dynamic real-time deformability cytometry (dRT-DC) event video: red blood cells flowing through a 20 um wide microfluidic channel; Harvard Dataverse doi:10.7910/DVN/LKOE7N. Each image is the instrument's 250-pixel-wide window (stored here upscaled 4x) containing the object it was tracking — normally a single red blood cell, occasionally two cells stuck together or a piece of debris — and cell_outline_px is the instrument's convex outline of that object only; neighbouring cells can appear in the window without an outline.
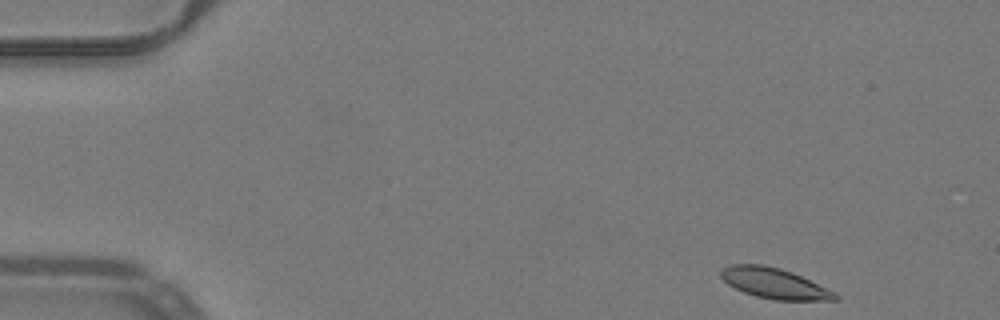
{"species": "common noctule bat (a hibernating species)", "species_latin": "Nyctalus noctula", "temperature_condition": "warm", "stored_images_in_passage": 43, "camera_frame_rate_fps": 3000, "um_per_image_px": 0.085, "animal": {"sex": "male", "body_mass_g": 19.2, "forearm_length_mm": 51.8}, "frame": {"image": 1, "passage_image": 1, "time_ms": 0.0, "image_size_px": [1000, 320], "cell_outline_px": [[840, 300], [776, 300], [756, 296], [744, 292], [728, 284], [720, 276], [720, 272], [724, 268], [732, 264], [764, 264], [780, 268], [792, 272], [836, 292], [840, 296]], "centroid_in_image_um": [65.86, 24.08], "position_along_channel_um": 19.1, "area_um2": 20.23}}
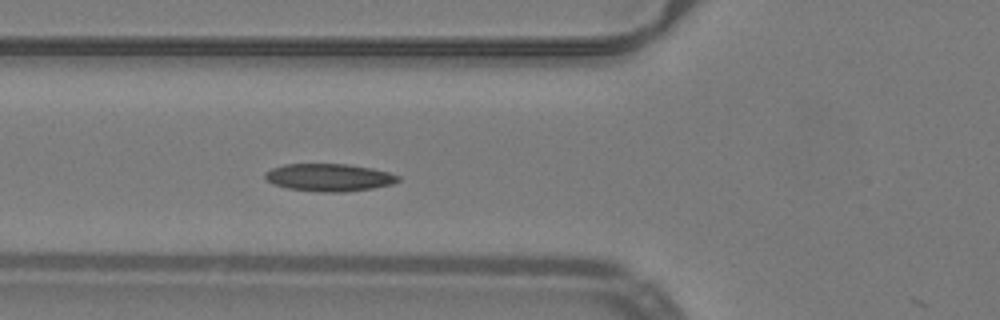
{"frame": {"image": 2, "passage_image": 15, "time_ms": 4.667, "image_size_px": [1000, 320], "cell_outline_px": [[400, 180], [392, 184], [372, 188], [344, 192], [320, 192], [288, 188], [272, 184], [264, 176], [264, 172], [272, 168], [284, 164], [348, 164], [372, 168], [388, 172], [400, 176]], "centroid_in_image_um": [27.97, 15.08], "position_along_channel_um": 97.8, "area_um2": 21.39}}
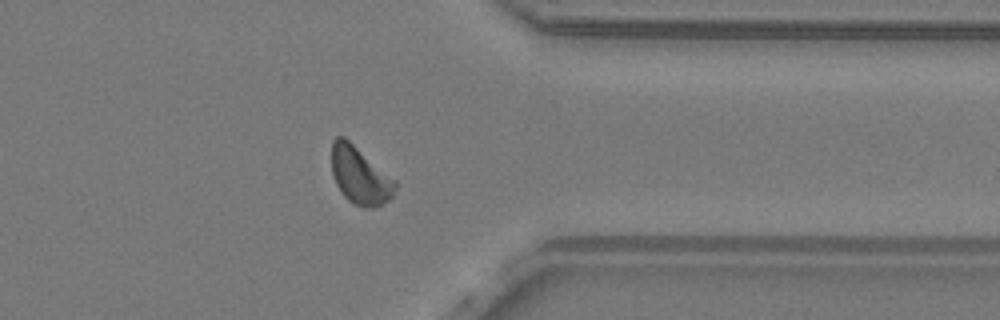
{"frame": {"image": 3, "passage_image": 37, "time_ms": 12.0, "image_size_px": [1000, 320], "cell_outline_px": [[396, 188], [392, 196], [388, 200], [372, 208], [364, 208], [352, 204], [344, 196], [336, 184], [332, 176], [332, 140], [336, 136], [344, 136], [396, 180]], "centroid_in_image_um": [30.58, 14.92], "position_along_channel_um": 380.8, "area_um2": 21.27}}